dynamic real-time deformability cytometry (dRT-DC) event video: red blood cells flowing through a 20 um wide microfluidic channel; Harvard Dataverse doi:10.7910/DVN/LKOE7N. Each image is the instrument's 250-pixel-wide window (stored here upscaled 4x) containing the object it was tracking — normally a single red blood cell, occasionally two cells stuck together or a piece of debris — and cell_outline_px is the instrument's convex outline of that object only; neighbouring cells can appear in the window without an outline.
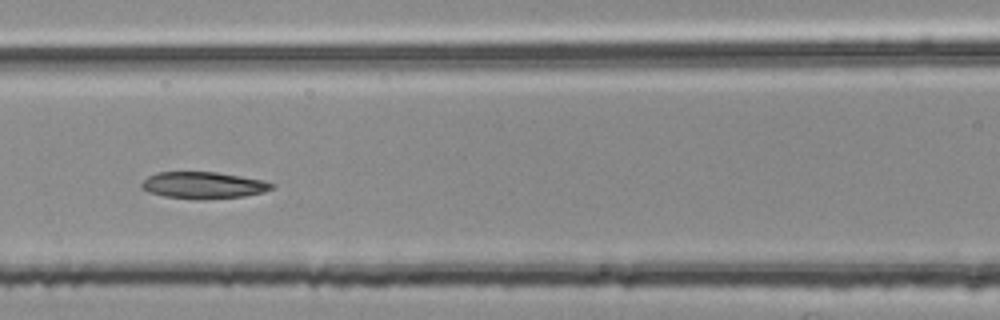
{"species": "common noctule bat (a hibernating species)", "species_latin": "Nyctalus noctula", "temperature_condition": "room temperature", "stored_images_in_passage": 50, "segment_of_instrument_passage": [2, 2], "camera_frame_rate_fps": 3000, "um_per_image_px": 0.085, "animal": {"sex": "female", "body_mass_g": 25.1}, "frame": {"image": 1, "passage_image": 22, "time_ms": 7.0, "image_size_px": [1000, 320], "cell_outline_px": [[276, 184], [272, 188], [264, 192], [244, 196], [204, 200], [196, 200], [164, 196], [148, 192], [140, 184], [148, 176], [156, 172], [216, 172], [264, 180]], "centroid_in_image_um": [17.3, 15.75], "position_along_channel_um": 149.3, "area_um2": 20.4}}
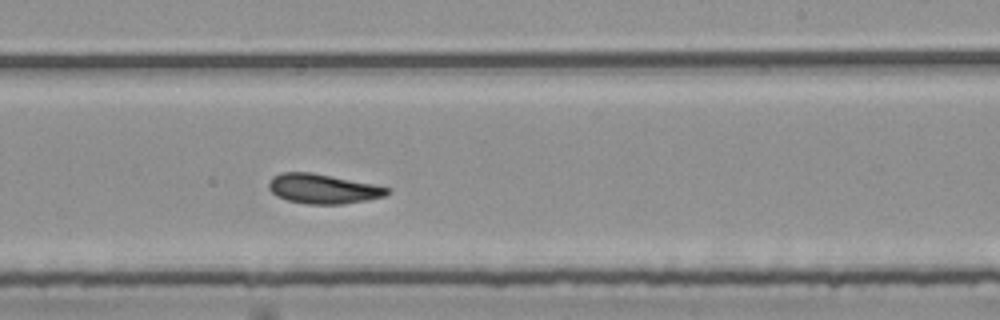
{"frame": {"image": 2, "passage_image": 31, "time_ms": 10.0, "image_size_px": [1000, 320], "cell_outline_px": [[392, 192], [384, 196], [368, 200], [344, 204], [308, 204], [288, 200], [276, 196], [268, 188], [268, 180], [272, 176], [280, 172], [312, 172], [392, 188]], "centroid_in_image_um": [27.44, 16.04], "position_along_channel_um": 261.6, "area_um2": 20.63}}
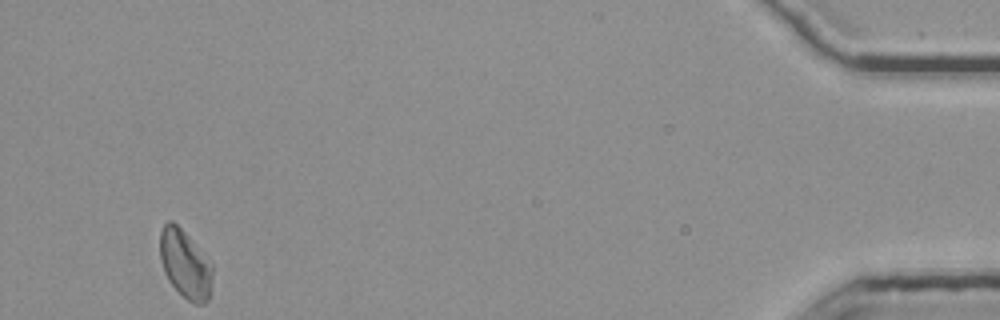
{"frame": {"image": 3, "passage_image": 50, "time_ms": 16.333, "image_size_px": [1000, 320], "cell_outline_px": [[212, 276], [208, 300], [204, 304], [196, 304], [188, 300], [168, 280], [164, 272], [160, 260], [160, 232], [164, 224], [168, 220], [172, 220], [188, 236], [212, 264]], "centroid_in_image_um": [15.72, 22.44], "position_along_channel_um": 419.5, "area_um2": 20.58}}